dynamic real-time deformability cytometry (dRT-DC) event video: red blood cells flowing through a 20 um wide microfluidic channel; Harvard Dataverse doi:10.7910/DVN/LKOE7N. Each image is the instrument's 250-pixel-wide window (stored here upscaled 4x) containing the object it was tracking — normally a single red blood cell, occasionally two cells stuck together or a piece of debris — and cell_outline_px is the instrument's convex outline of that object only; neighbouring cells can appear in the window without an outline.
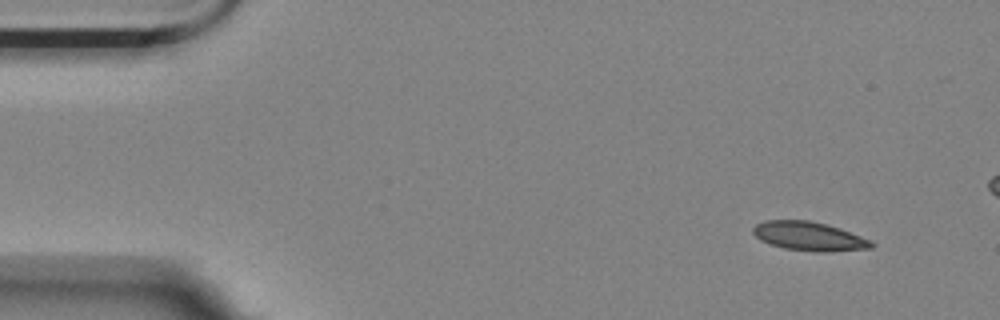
{"species": "Egyptian fruit bat (a non-hibernating species)", "species_latin": "Rousettus aegyptiacus", "temperature_condition": "room temperature", "stored_images_in_passage": 5, "segment_of_instrument_passage": [1, 2], "camera_frame_rate_fps": 3000, "um_per_image_px": 0.085, "animal": {"sex": "female"}, "frame": {"image": 1, "passage_image": 1, "time_ms": 0.0, "image_size_px": [1000, 320], "cell_outline_px": [[876, 244], [872, 248], [828, 252], [816, 252], [784, 248], [760, 240], [752, 232], [752, 228], [756, 224], [764, 220], [808, 220], [840, 228], [860, 236]], "centroid_in_image_um": [68.75, 20.08], "position_along_channel_um": 16.2, "area_um2": 19.83}}